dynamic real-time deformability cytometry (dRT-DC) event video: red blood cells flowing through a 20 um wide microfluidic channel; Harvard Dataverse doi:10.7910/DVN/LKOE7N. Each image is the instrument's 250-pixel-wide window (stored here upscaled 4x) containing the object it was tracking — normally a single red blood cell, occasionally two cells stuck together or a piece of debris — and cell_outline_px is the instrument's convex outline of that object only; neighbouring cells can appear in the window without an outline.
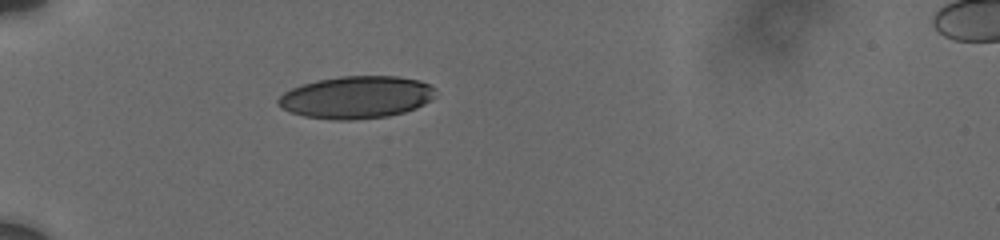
{"species": "human", "species_latin": "Homo sapiens", "temperature_condition": "cold", "stored_images_in_passage": 3, "camera_frame_rate_fps": 3000, "um_per_image_px": 0.085, "donor": {"sex": "male"}, "frame": {"image": 1, "passage_image": 1, "time_ms": 0.0, "image_size_px": [1000, 240], "cell_outline_px": [[436, 96], [424, 104], [416, 108], [404, 112], [388, 116], [352, 120], [336, 120], [304, 116], [280, 108], [276, 100], [284, 92], [300, 84], [316, 80], [340, 76], [396, 76], [420, 80], [436, 88]], "centroid_in_image_um": [30.29, 8.26], "position_along_channel_um": 54.7, "area_um2": 39.07}}